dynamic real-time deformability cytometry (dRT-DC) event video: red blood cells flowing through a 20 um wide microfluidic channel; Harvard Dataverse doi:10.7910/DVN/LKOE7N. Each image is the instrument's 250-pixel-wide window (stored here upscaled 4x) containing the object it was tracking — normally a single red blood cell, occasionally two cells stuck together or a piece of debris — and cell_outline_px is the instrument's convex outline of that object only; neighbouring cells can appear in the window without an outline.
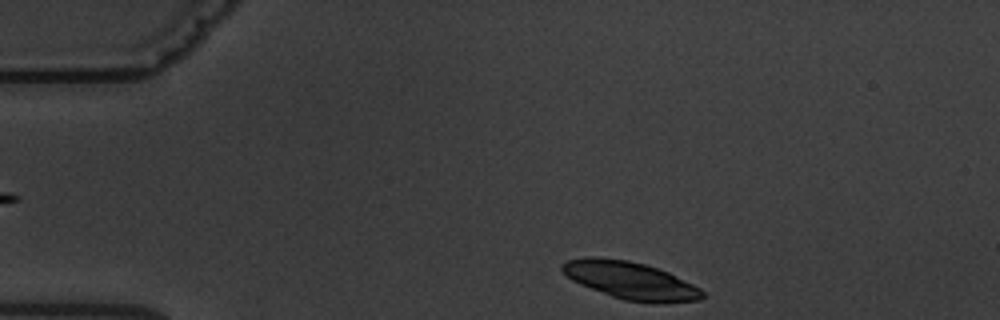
{"species": "common noctule bat (a hibernating species)", "species_latin": "Nyctalus noctula", "temperature_condition": "warm", "stored_images_in_passage": 5, "segment_of_instrument_passage": [2, 2], "camera_frame_rate_fps": 3000, "um_per_image_px": 0.085, "animal": {"sex": "male", "body_mass_g": 19.5, "forearm_length_mm": 54.6}, "frame": {"image": 1, "passage_image": 5, "time_ms": 4.667, "image_size_px": [1000, 320], "cell_outline_px": [[704, 296], [700, 300], [664, 304], [652, 304], [624, 300], [612, 296], [580, 284], [572, 280], [560, 268], [560, 264], [568, 260], [588, 256], [592, 256], [628, 260], [644, 264], [668, 272], [700, 288], [704, 292]], "centroid_in_image_um": [53.61, 23.85], "position_along_channel_um": 31.4, "area_um2": 30.75}}